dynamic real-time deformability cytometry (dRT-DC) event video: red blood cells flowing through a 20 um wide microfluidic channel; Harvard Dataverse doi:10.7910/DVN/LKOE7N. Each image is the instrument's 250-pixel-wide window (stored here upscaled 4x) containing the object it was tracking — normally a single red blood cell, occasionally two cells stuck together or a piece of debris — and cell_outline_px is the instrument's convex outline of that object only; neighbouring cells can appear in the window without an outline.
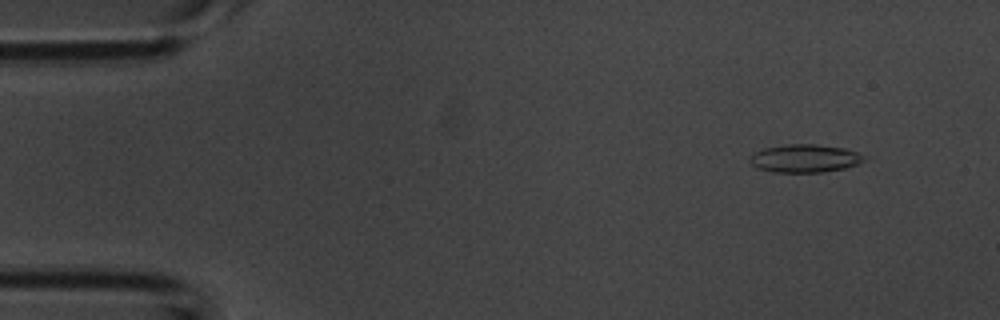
{"species": "common noctule bat (a hibernating species)", "species_latin": "Nyctalus noctula", "temperature_condition": "room temperature", "stored_images_in_passage": 54, "camera_frame_rate_fps": 3000, "um_per_image_px": 0.085, "animal": {"sex": "male", "body_mass_g": 20.1, "forearm_length_mm": 53.5}, "frame": {"image": 1, "passage_image": 5, "time_ms": 1.333, "image_size_px": [1000, 320], "cell_outline_px": [[864, 160], [856, 164], [844, 168], [824, 172], [772, 172], [756, 168], [748, 160], [748, 156], [764, 148], [784, 144], [816, 144], [844, 148], [856, 152], [864, 156]], "centroid_in_image_um": [68.34, 13.46], "position_along_channel_um": 16.7, "area_um2": 18.67}}
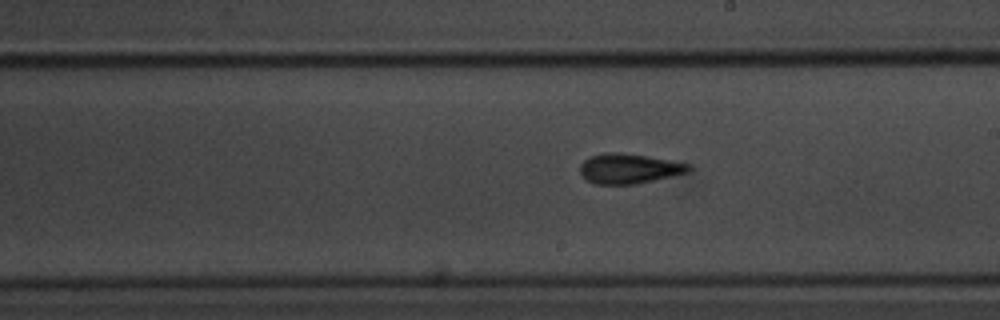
{"frame": {"image": 2, "passage_image": 30, "time_ms": 9.667, "image_size_px": [1000, 320], "cell_outline_px": [[692, 168], [688, 172], [672, 176], [636, 184], [596, 184], [588, 180], [580, 172], [580, 164], [584, 160], [592, 156], [604, 152], [616, 152], [644, 156], [668, 160], [688, 164]], "centroid_in_image_um": [53.45, 14.33], "position_along_channel_um": 235.6, "area_um2": 18.61}}
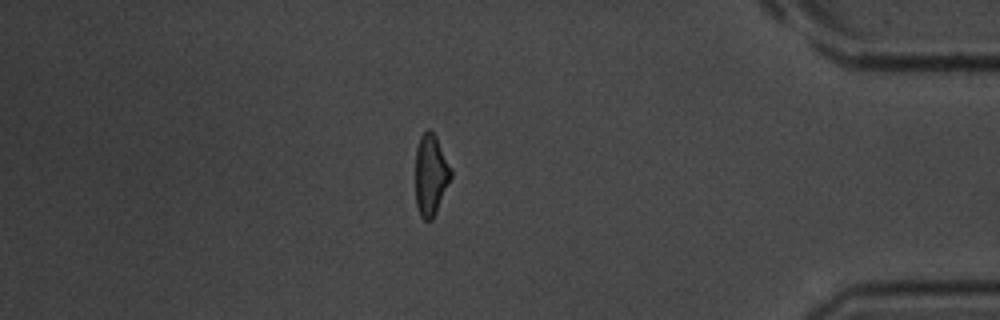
{"frame": {"image": 3, "passage_image": 46, "time_ms": 15.0, "image_size_px": [1000, 320], "cell_outline_px": [[452, 176], [436, 212], [432, 220], [424, 220], [420, 216], [416, 204], [416, 148], [420, 136], [428, 128], [436, 136], [452, 168]], "centroid_in_image_um": [36.62, 14.85], "position_along_channel_um": 398.6, "area_um2": 16.82}, "authors_computed_cell_mechanics": {"area_um2": 18.207, "velocity_mm_per_s": 3.7377, "shape_relaxation_time_tau1_ms": 3.0911, "shape_relaxation_time_tau2_ms": 2.7585, "deformation_change_tau1": 0.1176, "deformation_change_tau2": 0.1093}}